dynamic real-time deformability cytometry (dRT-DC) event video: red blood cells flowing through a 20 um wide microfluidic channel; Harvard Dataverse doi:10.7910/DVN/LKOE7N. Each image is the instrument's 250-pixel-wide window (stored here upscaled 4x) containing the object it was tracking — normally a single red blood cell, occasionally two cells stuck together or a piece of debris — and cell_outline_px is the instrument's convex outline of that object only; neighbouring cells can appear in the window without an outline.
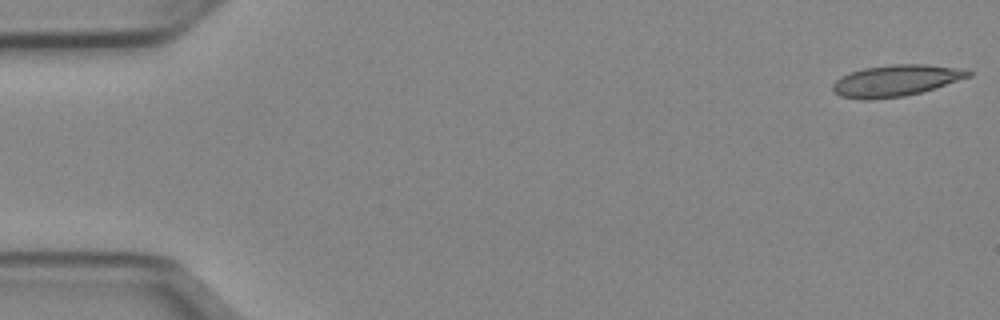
{"species": "Egyptian fruit bat (a non-hibernating species)", "species_latin": "Rousettus aegyptiacus", "temperature_condition": "cold", "stored_images_in_passage": 16, "camera_frame_rate_fps": 3000, "um_per_image_px": 0.085, "animal": {"sex": "female"}, "frame": {"image": 1, "passage_image": 1, "time_ms": 0.0, "image_size_px": [1000, 320], "cell_outline_px": [[972, 76], [920, 92], [904, 96], [868, 100], [864, 100], [840, 96], [832, 92], [832, 84], [840, 76], [864, 68], [892, 64], [924, 64], [964, 68], [972, 72]], "centroid_in_image_um": [76.13, 6.85], "position_along_channel_um": 8.9, "area_um2": 24.85}}
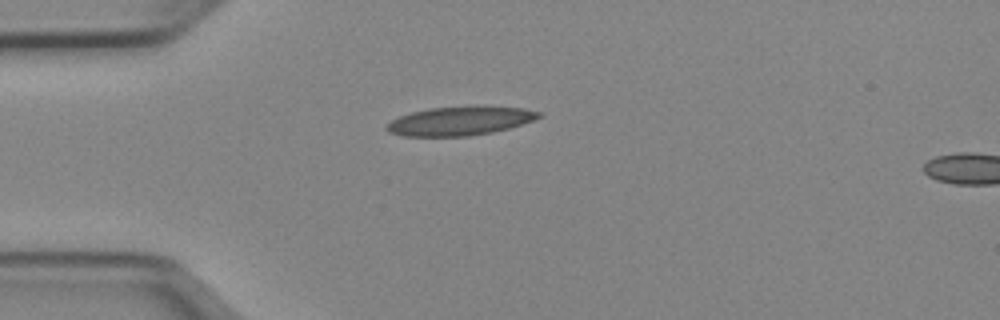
{"frame": {"image": 2, "passage_image": 13, "time_ms": 4.0, "image_size_px": [1000, 320], "cell_outline_px": [[544, 116], [508, 128], [492, 132], [468, 136], [400, 136], [388, 132], [384, 128], [392, 120], [400, 116], [412, 112], [428, 108], [476, 104], [484, 104], [524, 108], [544, 112]], "centroid_in_image_um": [39.15, 10.24], "position_along_channel_um": 45.9, "area_um2": 26.3}}